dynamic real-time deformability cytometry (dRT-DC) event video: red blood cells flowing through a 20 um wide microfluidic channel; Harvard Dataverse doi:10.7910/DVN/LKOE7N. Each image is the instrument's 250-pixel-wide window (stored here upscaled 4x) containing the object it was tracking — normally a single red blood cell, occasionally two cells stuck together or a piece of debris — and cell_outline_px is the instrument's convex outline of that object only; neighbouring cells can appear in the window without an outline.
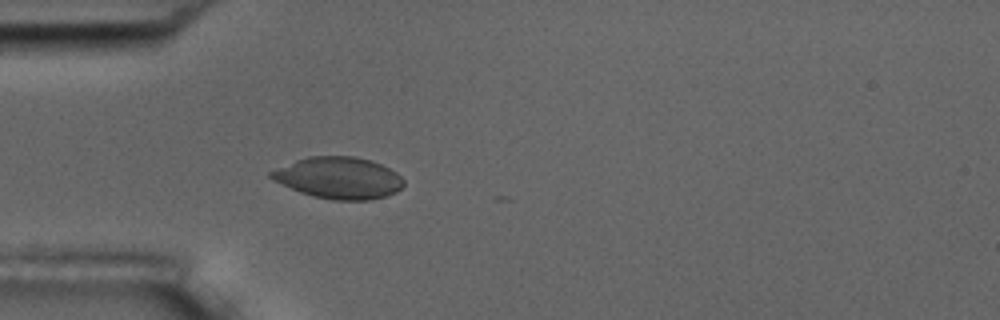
{"species": "common noctule bat (a hibernating species)", "species_latin": "Nyctalus noctula", "temperature_condition": "room temperature", "stored_images_in_passage": 5, "camera_frame_rate_fps": 3000, "um_per_image_px": 0.085, "animal": {"sex": "male", "body_mass_g": 17.5, "forearm_length_mm": 52.3}, "frame": {"image": 1, "passage_image": 5, "time_ms": 1.333, "image_size_px": [1000, 320], "cell_outline_px": [[404, 184], [396, 192], [388, 196], [368, 200], [332, 200], [312, 196], [300, 192], [272, 180], [268, 176], [268, 172], [296, 160], [308, 156], [356, 156], [372, 160], [396, 172], [404, 180]], "centroid_in_image_um": [28.78, 15.12], "position_along_channel_um": 56.2, "area_um2": 32.31}}